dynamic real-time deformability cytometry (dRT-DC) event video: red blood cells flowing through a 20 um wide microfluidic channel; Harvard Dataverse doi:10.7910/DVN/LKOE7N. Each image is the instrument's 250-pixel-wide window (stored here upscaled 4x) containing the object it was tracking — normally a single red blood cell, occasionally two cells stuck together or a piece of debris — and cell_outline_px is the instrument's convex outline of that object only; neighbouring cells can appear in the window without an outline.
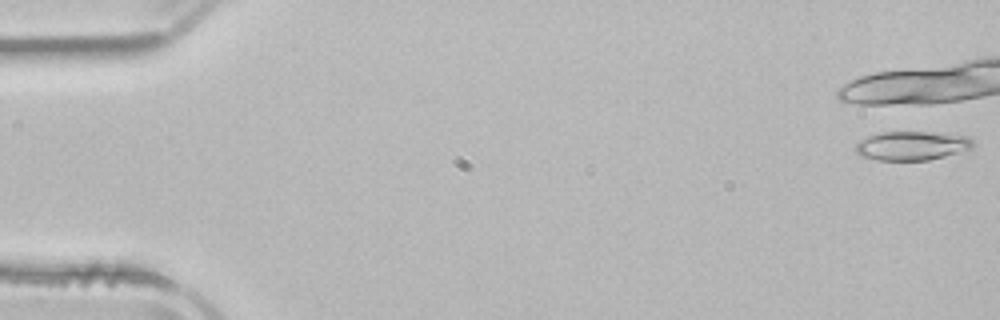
{"species": "common noctule bat (a hibernating species)", "species_latin": "Nyctalus noctula", "temperature_condition": "room temperature", "stored_images_in_passage": 6, "camera_frame_rate_fps": 3000, "um_per_image_px": 0.085, "animal": {"sex": "male", "body_mass_g": 21.5, "forearm_length_mm": 52.0}, "frame": {"image": 1, "passage_image": 1, "time_ms": 0.0, "image_size_px": [1000, 320], "cell_outline_px": [[972, 148], [944, 156], [928, 160], [876, 160], [860, 156], [856, 152], [856, 144], [860, 140], [868, 136], [880, 132], [928, 132], [968, 136], [972, 140]], "centroid_in_image_um": [77.47, 12.39], "position_along_channel_um": 7.5, "area_um2": 19.65}}